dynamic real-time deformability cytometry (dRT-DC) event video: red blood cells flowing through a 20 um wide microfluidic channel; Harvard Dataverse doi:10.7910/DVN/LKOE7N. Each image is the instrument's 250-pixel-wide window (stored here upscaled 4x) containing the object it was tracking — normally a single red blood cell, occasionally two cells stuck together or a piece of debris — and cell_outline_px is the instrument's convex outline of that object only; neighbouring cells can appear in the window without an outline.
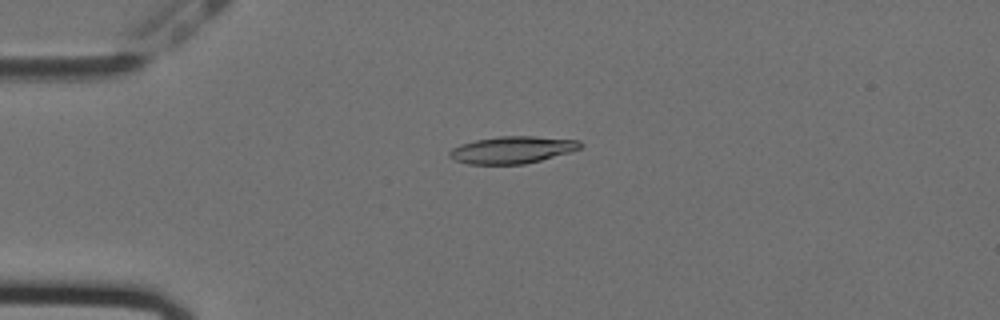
{"species": "Egyptian fruit bat (a non-hibernating species)", "species_latin": "Rousettus aegyptiacus", "temperature_condition": "cold", "stored_images_in_passage": 41, "camera_frame_rate_fps": 3000, "um_per_image_px": 0.085, "animal": {"sex": "female"}, "frame": {"image": 1, "passage_image": 1, "time_ms": 0.0, "image_size_px": [1000, 320], "cell_outline_px": [[584, 144], [580, 148], [568, 152], [540, 160], [524, 164], [468, 164], [456, 160], [448, 156], [448, 152], [452, 148], [460, 144], [476, 140], [500, 136], [532, 136], [580, 140]], "centroid_in_image_um": [43.53, 12.73], "position_along_channel_um": 41.5, "area_um2": 20.52}}
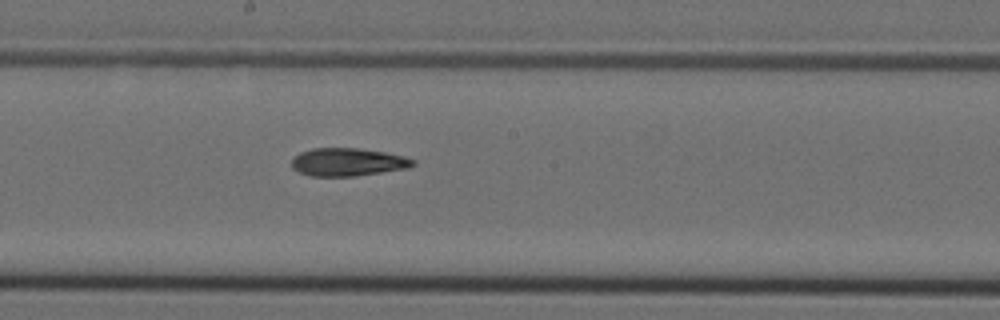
{"frame": {"image": 2, "passage_image": 18, "time_ms": 5.667, "image_size_px": [1000, 320], "cell_outline_px": [[416, 164], [408, 168], [352, 176], [308, 176], [292, 168], [292, 160], [300, 152], [312, 148], [360, 148], [384, 152], [404, 156], [416, 160]], "centroid_in_image_um": [29.57, 13.77], "position_along_channel_um": 218.6, "area_um2": 19.71}}
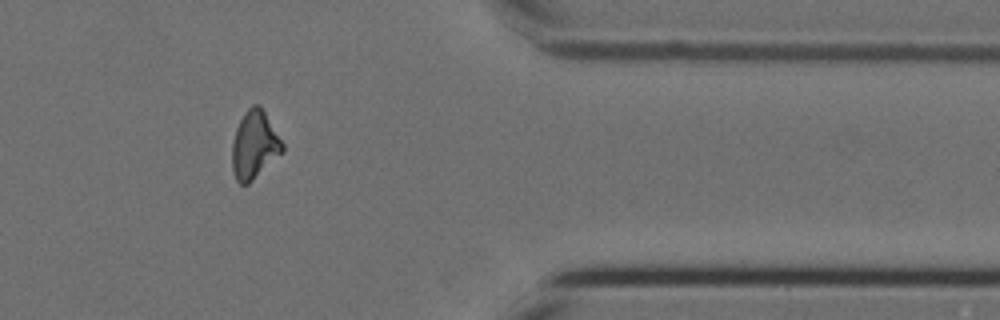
{"frame": {"image": 3, "passage_image": 34, "time_ms": 11.0, "image_size_px": [1000, 320], "cell_outline_px": [[284, 152], [248, 184], [240, 184], [236, 180], [232, 172], [232, 144], [236, 128], [244, 112], [252, 104], [260, 104], [284, 144]], "centroid_in_image_um": [21.63, 12.32], "position_along_channel_um": 389.8, "area_um2": 20.06}}